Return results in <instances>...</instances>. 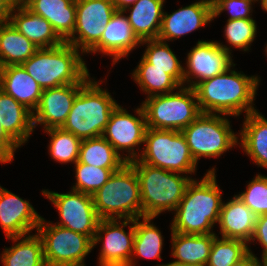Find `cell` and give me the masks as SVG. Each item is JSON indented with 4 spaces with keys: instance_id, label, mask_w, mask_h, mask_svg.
Returning <instances> with one entry per match:
<instances>
[{
    "instance_id": "24",
    "label": "cell",
    "mask_w": 267,
    "mask_h": 266,
    "mask_svg": "<svg viewBox=\"0 0 267 266\" xmlns=\"http://www.w3.org/2000/svg\"><path fill=\"white\" fill-rule=\"evenodd\" d=\"M0 124L19 147L28 142L34 131L33 113L1 89Z\"/></svg>"
},
{
    "instance_id": "43",
    "label": "cell",
    "mask_w": 267,
    "mask_h": 266,
    "mask_svg": "<svg viewBox=\"0 0 267 266\" xmlns=\"http://www.w3.org/2000/svg\"><path fill=\"white\" fill-rule=\"evenodd\" d=\"M16 4L14 0H0V22L9 20V16Z\"/></svg>"
},
{
    "instance_id": "22",
    "label": "cell",
    "mask_w": 267,
    "mask_h": 266,
    "mask_svg": "<svg viewBox=\"0 0 267 266\" xmlns=\"http://www.w3.org/2000/svg\"><path fill=\"white\" fill-rule=\"evenodd\" d=\"M0 89L32 113L38 107L43 91L22 65L0 67Z\"/></svg>"
},
{
    "instance_id": "36",
    "label": "cell",
    "mask_w": 267,
    "mask_h": 266,
    "mask_svg": "<svg viewBox=\"0 0 267 266\" xmlns=\"http://www.w3.org/2000/svg\"><path fill=\"white\" fill-rule=\"evenodd\" d=\"M218 237L213 240L206 266H231L249 252L245 241Z\"/></svg>"
},
{
    "instance_id": "2",
    "label": "cell",
    "mask_w": 267,
    "mask_h": 266,
    "mask_svg": "<svg viewBox=\"0 0 267 266\" xmlns=\"http://www.w3.org/2000/svg\"><path fill=\"white\" fill-rule=\"evenodd\" d=\"M215 168L209 169L200 181L194 178L189 182L174 210L171 231L193 235L215 233L213 227L218 224L223 203Z\"/></svg>"
},
{
    "instance_id": "19",
    "label": "cell",
    "mask_w": 267,
    "mask_h": 266,
    "mask_svg": "<svg viewBox=\"0 0 267 266\" xmlns=\"http://www.w3.org/2000/svg\"><path fill=\"white\" fill-rule=\"evenodd\" d=\"M213 21L212 5L205 0L181 7L171 14L163 12L158 40L174 41ZM170 40V41H169Z\"/></svg>"
},
{
    "instance_id": "39",
    "label": "cell",
    "mask_w": 267,
    "mask_h": 266,
    "mask_svg": "<svg viewBox=\"0 0 267 266\" xmlns=\"http://www.w3.org/2000/svg\"><path fill=\"white\" fill-rule=\"evenodd\" d=\"M255 2L257 0H218L212 6L213 19L225 11L230 15L227 20L253 19L251 13Z\"/></svg>"
},
{
    "instance_id": "27",
    "label": "cell",
    "mask_w": 267,
    "mask_h": 266,
    "mask_svg": "<svg viewBox=\"0 0 267 266\" xmlns=\"http://www.w3.org/2000/svg\"><path fill=\"white\" fill-rule=\"evenodd\" d=\"M165 0H138L123 11L137 35L143 40L157 39L160 33Z\"/></svg>"
},
{
    "instance_id": "7",
    "label": "cell",
    "mask_w": 267,
    "mask_h": 266,
    "mask_svg": "<svg viewBox=\"0 0 267 266\" xmlns=\"http://www.w3.org/2000/svg\"><path fill=\"white\" fill-rule=\"evenodd\" d=\"M147 127L182 131L202 112L193 88L181 86L176 92L155 95L142 102Z\"/></svg>"
},
{
    "instance_id": "4",
    "label": "cell",
    "mask_w": 267,
    "mask_h": 266,
    "mask_svg": "<svg viewBox=\"0 0 267 266\" xmlns=\"http://www.w3.org/2000/svg\"><path fill=\"white\" fill-rule=\"evenodd\" d=\"M103 81L90 77L81 87L63 129L81 140L103 135L109 118L118 105L112 95L101 87Z\"/></svg>"
},
{
    "instance_id": "31",
    "label": "cell",
    "mask_w": 267,
    "mask_h": 266,
    "mask_svg": "<svg viewBox=\"0 0 267 266\" xmlns=\"http://www.w3.org/2000/svg\"><path fill=\"white\" fill-rule=\"evenodd\" d=\"M78 161L110 170H119L127 163L103 136L82 140Z\"/></svg>"
},
{
    "instance_id": "8",
    "label": "cell",
    "mask_w": 267,
    "mask_h": 266,
    "mask_svg": "<svg viewBox=\"0 0 267 266\" xmlns=\"http://www.w3.org/2000/svg\"><path fill=\"white\" fill-rule=\"evenodd\" d=\"M141 149L138 159L142 163L184 175L196 173L197 163L181 131L147 127Z\"/></svg>"
},
{
    "instance_id": "9",
    "label": "cell",
    "mask_w": 267,
    "mask_h": 266,
    "mask_svg": "<svg viewBox=\"0 0 267 266\" xmlns=\"http://www.w3.org/2000/svg\"><path fill=\"white\" fill-rule=\"evenodd\" d=\"M228 115L200 114L181 132L195 162L201 157L218 158L239 144V134L232 130Z\"/></svg>"
},
{
    "instance_id": "11",
    "label": "cell",
    "mask_w": 267,
    "mask_h": 266,
    "mask_svg": "<svg viewBox=\"0 0 267 266\" xmlns=\"http://www.w3.org/2000/svg\"><path fill=\"white\" fill-rule=\"evenodd\" d=\"M134 111L137 117L118 104L111 113L102 135L126 162L136 160L141 155L139 151L141 145H144L147 130L146 116L142 105ZM121 151H123V155H125L124 152L128 153L123 156Z\"/></svg>"
},
{
    "instance_id": "21",
    "label": "cell",
    "mask_w": 267,
    "mask_h": 266,
    "mask_svg": "<svg viewBox=\"0 0 267 266\" xmlns=\"http://www.w3.org/2000/svg\"><path fill=\"white\" fill-rule=\"evenodd\" d=\"M22 4L48 20L63 42L72 36L76 23V0H26Z\"/></svg>"
},
{
    "instance_id": "49",
    "label": "cell",
    "mask_w": 267,
    "mask_h": 266,
    "mask_svg": "<svg viewBox=\"0 0 267 266\" xmlns=\"http://www.w3.org/2000/svg\"><path fill=\"white\" fill-rule=\"evenodd\" d=\"M262 261H263V266H267V257L264 258Z\"/></svg>"
},
{
    "instance_id": "12",
    "label": "cell",
    "mask_w": 267,
    "mask_h": 266,
    "mask_svg": "<svg viewBox=\"0 0 267 266\" xmlns=\"http://www.w3.org/2000/svg\"><path fill=\"white\" fill-rule=\"evenodd\" d=\"M59 212V225L74 232L82 233L94 240L100 218L94 208L93 197L80 191L70 190L68 193H58L42 190Z\"/></svg>"
},
{
    "instance_id": "48",
    "label": "cell",
    "mask_w": 267,
    "mask_h": 266,
    "mask_svg": "<svg viewBox=\"0 0 267 266\" xmlns=\"http://www.w3.org/2000/svg\"><path fill=\"white\" fill-rule=\"evenodd\" d=\"M17 4H22L23 2H25L26 0H14Z\"/></svg>"
},
{
    "instance_id": "17",
    "label": "cell",
    "mask_w": 267,
    "mask_h": 266,
    "mask_svg": "<svg viewBox=\"0 0 267 266\" xmlns=\"http://www.w3.org/2000/svg\"><path fill=\"white\" fill-rule=\"evenodd\" d=\"M83 84H69L42 91L38 107L33 112V127L43 125L44 130L62 128Z\"/></svg>"
},
{
    "instance_id": "34",
    "label": "cell",
    "mask_w": 267,
    "mask_h": 266,
    "mask_svg": "<svg viewBox=\"0 0 267 266\" xmlns=\"http://www.w3.org/2000/svg\"><path fill=\"white\" fill-rule=\"evenodd\" d=\"M50 136L48 151L50 157L61 164L74 163L79 159L82 140L63 128L44 130Z\"/></svg>"
},
{
    "instance_id": "20",
    "label": "cell",
    "mask_w": 267,
    "mask_h": 266,
    "mask_svg": "<svg viewBox=\"0 0 267 266\" xmlns=\"http://www.w3.org/2000/svg\"><path fill=\"white\" fill-rule=\"evenodd\" d=\"M258 216L252 212L236 195L223 201L219 216L220 237L250 242Z\"/></svg>"
},
{
    "instance_id": "37",
    "label": "cell",
    "mask_w": 267,
    "mask_h": 266,
    "mask_svg": "<svg viewBox=\"0 0 267 266\" xmlns=\"http://www.w3.org/2000/svg\"><path fill=\"white\" fill-rule=\"evenodd\" d=\"M74 166L76 183L72 190L91 196L109 180L113 172L117 171L90 166L79 161Z\"/></svg>"
},
{
    "instance_id": "15",
    "label": "cell",
    "mask_w": 267,
    "mask_h": 266,
    "mask_svg": "<svg viewBox=\"0 0 267 266\" xmlns=\"http://www.w3.org/2000/svg\"><path fill=\"white\" fill-rule=\"evenodd\" d=\"M232 57L217 41L198 40L186 57L184 85L194 88L198 83L225 72L234 64Z\"/></svg>"
},
{
    "instance_id": "38",
    "label": "cell",
    "mask_w": 267,
    "mask_h": 266,
    "mask_svg": "<svg viewBox=\"0 0 267 266\" xmlns=\"http://www.w3.org/2000/svg\"><path fill=\"white\" fill-rule=\"evenodd\" d=\"M236 196L257 216L267 214V176L257 174Z\"/></svg>"
},
{
    "instance_id": "1",
    "label": "cell",
    "mask_w": 267,
    "mask_h": 266,
    "mask_svg": "<svg viewBox=\"0 0 267 266\" xmlns=\"http://www.w3.org/2000/svg\"><path fill=\"white\" fill-rule=\"evenodd\" d=\"M235 65L193 88L202 113L223 114L236 118L242 112H245L246 116L257 110L253 105L260 77L237 72L233 69Z\"/></svg>"
},
{
    "instance_id": "10",
    "label": "cell",
    "mask_w": 267,
    "mask_h": 266,
    "mask_svg": "<svg viewBox=\"0 0 267 266\" xmlns=\"http://www.w3.org/2000/svg\"><path fill=\"white\" fill-rule=\"evenodd\" d=\"M36 231L43 242L46 266H86L85 258L94 249L90 237L47 222L43 217Z\"/></svg>"
},
{
    "instance_id": "32",
    "label": "cell",
    "mask_w": 267,
    "mask_h": 266,
    "mask_svg": "<svg viewBox=\"0 0 267 266\" xmlns=\"http://www.w3.org/2000/svg\"><path fill=\"white\" fill-rule=\"evenodd\" d=\"M132 78L147 98L174 92L181 85L166 70L149 68V63L142 57L133 70Z\"/></svg>"
},
{
    "instance_id": "16",
    "label": "cell",
    "mask_w": 267,
    "mask_h": 266,
    "mask_svg": "<svg viewBox=\"0 0 267 266\" xmlns=\"http://www.w3.org/2000/svg\"><path fill=\"white\" fill-rule=\"evenodd\" d=\"M41 218L29 200L0 185V226L6 238L31 234L37 230Z\"/></svg>"
},
{
    "instance_id": "42",
    "label": "cell",
    "mask_w": 267,
    "mask_h": 266,
    "mask_svg": "<svg viewBox=\"0 0 267 266\" xmlns=\"http://www.w3.org/2000/svg\"><path fill=\"white\" fill-rule=\"evenodd\" d=\"M248 249L249 252L231 266H263V261L253 254L249 244Z\"/></svg>"
},
{
    "instance_id": "6",
    "label": "cell",
    "mask_w": 267,
    "mask_h": 266,
    "mask_svg": "<svg viewBox=\"0 0 267 266\" xmlns=\"http://www.w3.org/2000/svg\"><path fill=\"white\" fill-rule=\"evenodd\" d=\"M92 197L100 219L142 218L139 180L129 162L113 172L109 180Z\"/></svg>"
},
{
    "instance_id": "14",
    "label": "cell",
    "mask_w": 267,
    "mask_h": 266,
    "mask_svg": "<svg viewBox=\"0 0 267 266\" xmlns=\"http://www.w3.org/2000/svg\"><path fill=\"white\" fill-rule=\"evenodd\" d=\"M116 10L110 0H76L74 32L66 42L88 54L100 41Z\"/></svg>"
},
{
    "instance_id": "3",
    "label": "cell",
    "mask_w": 267,
    "mask_h": 266,
    "mask_svg": "<svg viewBox=\"0 0 267 266\" xmlns=\"http://www.w3.org/2000/svg\"><path fill=\"white\" fill-rule=\"evenodd\" d=\"M67 42L60 46L38 48L21 65L26 72L45 89L69 84H84L90 73L83 54Z\"/></svg>"
},
{
    "instance_id": "5",
    "label": "cell",
    "mask_w": 267,
    "mask_h": 266,
    "mask_svg": "<svg viewBox=\"0 0 267 266\" xmlns=\"http://www.w3.org/2000/svg\"><path fill=\"white\" fill-rule=\"evenodd\" d=\"M129 163L134 167L139 180L142 217L156 218L165 211L174 212L193 178L150 166L139 159Z\"/></svg>"
},
{
    "instance_id": "23",
    "label": "cell",
    "mask_w": 267,
    "mask_h": 266,
    "mask_svg": "<svg viewBox=\"0 0 267 266\" xmlns=\"http://www.w3.org/2000/svg\"><path fill=\"white\" fill-rule=\"evenodd\" d=\"M8 21L38 48L55 47L63 43L48 20L32 13L23 4L15 5Z\"/></svg>"
},
{
    "instance_id": "35",
    "label": "cell",
    "mask_w": 267,
    "mask_h": 266,
    "mask_svg": "<svg viewBox=\"0 0 267 266\" xmlns=\"http://www.w3.org/2000/svg\"><path fill=\"white\" fill-rule=\"evenodd\" d=\"M227 23L224 29V36L231 46L223 45V43L217 42L225 51L232 53L233 48L240 49V51H249L257 34V24L254 19H238V20H226Z\"/></svg>"
},
{
    "instance_id": "33",
    "label": "cell",
    "mask_w": 267,
    "mask_h": 266,
    "mask_svg": "<svg viewBox=\"0 0 267 266\" xmlns=\"http://www.w3.org/2000/svg\"><path fill=\"white\" fill-rule=\"evenodd\" d=\"M146 45L142 57L149 63V68L166 70L181 86H184V67L167 42L158 39L143 40Z\"/></svg>"
},
{
    "instance_id": "26",
    "label": "cell",
    "mask_w": 267,
    "mask_h": 266,
    "mask_svg": "<svg viewBox=\"0 0 267 266\" xmlns=\"http://www.w3.org/2000/svg\"><path fill=\"white\" fill-rule=\"evenodd\" d=\"M243 121L238 145L253 163L267 169V119L256 110L247 114Z\"/></svg>"
},
{
    "instance_id": "44",
    "label": "cell",
    "mask_w": 267,
    "mask_h": 266,
    "mask_svg": "<svg viewBox=\"0 0 267 266\" xmlns=\"http://www.w3.org/2000/svg\"><path fill=\"white\" fill-rule=\"evenodd\" d=\"M117 10H124L126 7L133 5L138 0H110Z\"/></svg>"
},
{
    "instance_id": "29",
    "label": "cell",
    "mask_w": 267,
    "mask_h": 266,
    "mask_svg": "<svg viewBox=\"0 0 267 266\" xmlns=\"http://www.w3.org/2000/svg\"><path fill=\"white\" fill-rule=\"evenodd\" d=\"M38 49L9 21L0 22V67L21 65Z\"/></svg>"
},
{
    "instance_id": "45",
    "label": "cell",
    "mask_w": 267,
    "mask_h": 266,
    "mask_svg": "<svg viewBox=\"0 0 267 266\" xmlns=\"http://www.w3.org/2000/svg\"><path fill=\"white\" fill-rule=\"evenodd\" d=\"M257 2H260L262 9L267 12V0H257Z\"/></svg>"
},
{
    "instance_id": "47",
    "label": "cell",
    "mask_w": 267,
    "mask_h": 266,
    "mask_svg": "<svg viewBox=\"0 0 267 266\" xmlns=\"http://www.w3.org/2000/svg\"><path fill=\"white\" fill-rule=\"evenodd\" d=\"M218 0H205L206 3H209L210 5H214Z\"/></svg>"
},
{
    "instance_id": "28",
    "label": "cell",
    "mask_w": 267,
    "mask_h": 266,
    "mask_svg": "<svg viewBox=\"0 0 267 266\" xmlns=\"http://www.w3.org/2000/svg\"><path fill=\"white\" fill-rule=\"evenodd\" d=\"M7 239L14 245L2 251L0 260L3 266H46L43 242L37 233Z\"/></svg>"
},
{
    "instance_id": "40",
    "label": "cell",
    "mask_w": 267,
    "mask_h": 266,
    "mask_svg": "<svg viewBox=\"0 0 267 266\" xmlns=\"http://www.w3.org/2000/svg\"><path fill=\"white\" fill-rule=\"evenodd\" d=\"M18 148L20 147L5 133L0 124V163L12 162Z\"/></svg>"
},
{
    "instance_id": "30",
    "label": "cell",
    "mask_w": 267,
    "mask_h": 266,
    "mask_svg": "<svg viewBox=\"0 0 267 266\" xmlns=\"http://www.w3.org/2000/svg\"><path fill=\"white\" fill-rule=\"evenodd\" d=\"M135 219V238L133 245V253L128 266H135L137 258L159 259L161 260V252L164 244V237L161 231L153 222L155 218L142 217ZM137 256V258H136Z\"/></svg>"
},
{
    "instance_id": "13",
    "label": "cell",
    "mask_w": 267,
    "mask_h": 266,
    "mask_svg": "<svg viewBox=\"0 0 267 266\" xmlns=\"http://www.w3.org/2000/svg\"><path fill=\"white\" fill-rule=\"evenodd\" d=\"M100 219L93 247L102 242L97 258L99 266H128L133 253L135 219ZM132 225H131V224ZM129 231H125V227Z\"/></svg>"
},
{
    "instance_id": "18",
    "label": "cell",
    "mask_w": 267,
    "mask_h": 266,
    "mask_svg": "<svg viewBox=\"0 0 267 266\" xmlns=\"http://www.w3.org/2000/svg\"><path fill=\"white\" fill-rule=\"evenodd\" d=\"M105 27L100 41L88 53L109 55L112 65L128 57L130 52L142 43L123 10H116Z\"/></svg>"
},
{
    "instance_id": "46",
    "label": "cell",
    "mask_w": 267,
    "mask_h": 266,
    "mask_svg": "<svg viewBox=\"0 0 267 266\" xmlns=\"http://www.w3.org/2000/svg\"><path fill=\"white\" fill-rule=\"evenodd\" d=\"M156 266H204V265H177V264H158Z\"/></svg>"
},
{
    "instance_id": "50",
    "label": "cell",
    "mask_w": 267,
    "mask_h": 266,
    "mask_svg": "<svg viewBox=\"0 0 267 266\" xmlns=\"http://www.w3.org/2000/svg\"><path fill=\"white\" fill-rule=\"evenodd\" d=\"M265 54L267 55V43H266V47H265Z\"/></svg>"
},
{
    "instance_id": "25",
    "label": "cell",
    "mask_w": 267,
    "mask_h": 266,
    "mask_svg": "<svg viewBox=\"0 0 267 266\" xmlns=\"http://www.w3.org/2000/svg\"><path fill=\"white\" fill-rule=\"evenodd\" d=\"M216 233L193 235L171 231V255L175 261L167 264L206 266Z\"/></svg>"
},
{
    "instance_id": "41",
    "label": "cell",
    "mask_w": 267,
    "mask_h": 266,
    "mask_svg": "<svg viewBox=\"0 0 267 266\" xmlns=\"http://www.w3.org/2000/svg\"><path fill=\"white\" fill-rule=\"evenodd\" d=\"M254 241H258L259 244L263 247L261 255V260H263L267 257V214L260 215L257 218L255 229L249 244Z\"/></svg>"
}]
</instances>
